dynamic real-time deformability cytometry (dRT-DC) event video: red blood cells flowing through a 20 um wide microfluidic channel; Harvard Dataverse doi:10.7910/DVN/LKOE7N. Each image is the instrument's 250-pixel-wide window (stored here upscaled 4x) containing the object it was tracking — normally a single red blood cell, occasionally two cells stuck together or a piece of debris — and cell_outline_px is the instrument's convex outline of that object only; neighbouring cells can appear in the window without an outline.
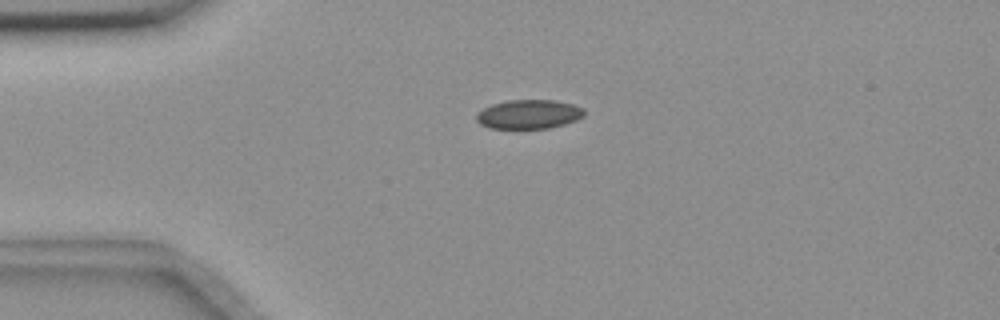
{"species": "common noctule bat (a hibernating species)", "species_latin": "Nyctalus noctula", "temperature_condition": "room temperature", "stored_images_in_passage": 46, "camera_frame_rate_fps": 3000, "um_per_image_px": 0.085, "animal": {"sex": "female", "body_mass_g": 18.4}, "frame": {"image": 1, "passage_image": 4, "time_ms": 1.0, "image_size_px": [1000, 320], "cell_outline_px": [[584, 116], [576, 120], [564, 124], [548, 128], [488, 128], [480, 124], [476, 120], [476, 112], [492, 104], [508, 100], [556, 100], [572, 104], [584, 108]], "centroid_in_image_um": [44.94, 9.71], "position_along_channel_um": 40.1, "area_um2": 18.32}}
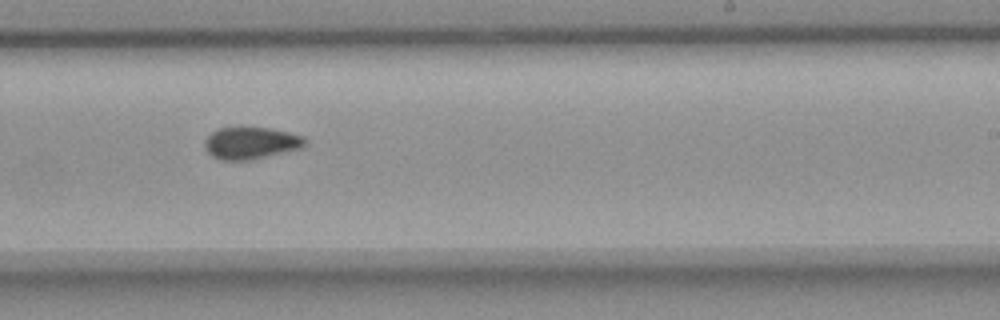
{"frame": {"image": 2, "passage_image": 25, "time_ms": 8.0, "image_size_px": [1000, 320], "cell_outline_px": [[308, 144], [300, 148], [248, 160], [220, 160], [212, 156], [208, 152], [204, 144], [204, 140], [212, 132], [220, 128], [236, 124], [244, 124], [272, 128], [304, 136]], "centroid_in_image_um": [21.3, 12.09], "position_along_channel_um": 267.7, "area_um2": 19.36}}
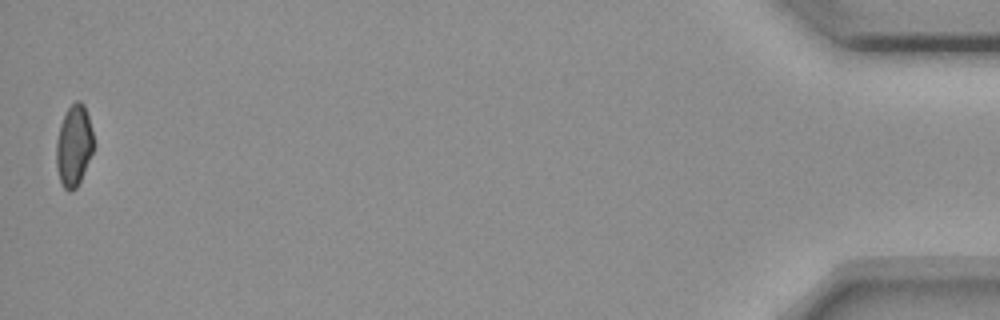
{"frame": {"image": 3, "passage_image": 46, "time_ms": 15.0, "image_size_px": [1000, 320], "cell_outline_px": [[96, 144], [80, 180], [76, 188], [68, 192], [64, 188], [60, 180], [56, 168], [56, 140], [60, 124], [68, 108], [76, 100], [80, 100], [84, 104], [92, 128]], "centroid_in_image_um": [6.29, 12.36], "position_along_channel_um": 428.9, "area_um2": 17.86}, "authors_computed_cell_mechanics": {"area_um2": 18.5827, "velocity_mm_per_s": 3.6425, "shape_relaxation_time_tau1_ms": null, "shape_relaxation_time_tau2_ms": 4.3653, "deformation_change_tau1": null, "deformation_change_tau2": 0.0891}}